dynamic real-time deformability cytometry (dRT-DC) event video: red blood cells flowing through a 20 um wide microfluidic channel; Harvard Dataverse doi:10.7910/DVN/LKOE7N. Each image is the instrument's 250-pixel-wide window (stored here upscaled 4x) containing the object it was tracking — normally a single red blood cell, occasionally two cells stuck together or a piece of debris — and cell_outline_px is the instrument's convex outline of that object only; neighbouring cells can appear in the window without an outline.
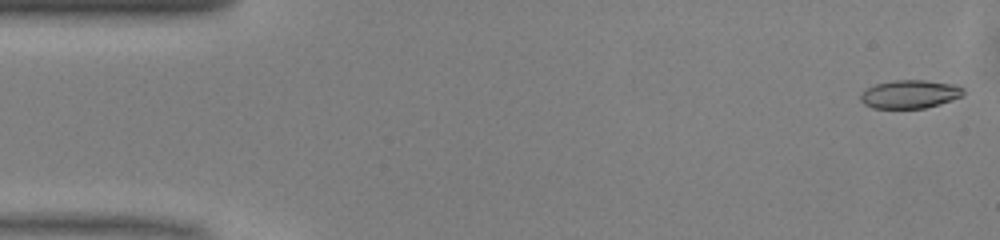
{"species": "common noctule bat (a hibernating species)", "species_latin": "Nyctalus noctula", "temperature_condition": "warm", "stored_images_in_passage": 49, "camera_frame_rate_fps": 3000, "um_per_image_px": 0.085, "animal": {"sex": "male", "body_mass_g": 13.0, "forearm_length_mm": 53.1}, "frame": {"image": 1, "passage_image": 1, "time_ms": 0.0, "image_size_px": [1000, 240], "cell_outline_px": [[964, 96], [940, 104], [924, 108], [872, 108], [864, 104], [860, 100], [860, 92], [876, 84], [896, 80], [924, 80], [956, 84], [964, 88]], "centroid_in_image_um": [77.36, 8.0], "position_along_channel_um": 7.6, "area_um2": 17.11}}
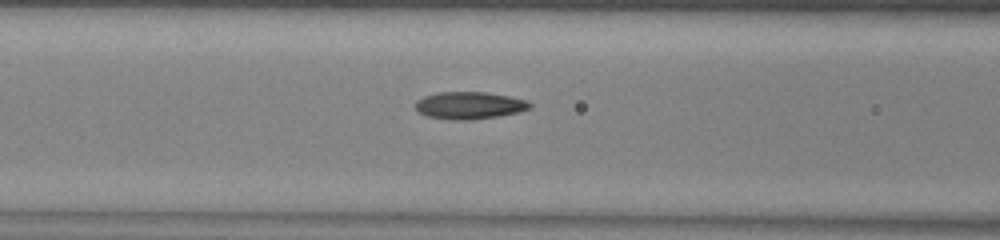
{"frame": {"image": 2, "passage_image": 19, "time_ms": 6.0, "image_size_px": [1000, 240], "cell_outline_px": [[532, 108], [520, 112], [496, 116], [468, 120], [456, 120], [428, 116], [420, 112], [416, 108], [416, 100], [424, 96], [440, 92], [484, 92], [508, 96], [528, 100], [532, 104]], "centroid_in_image_um": [39.94, 8.95], "position_along_channel_um": 126.7, "area_um2": 18.03}}
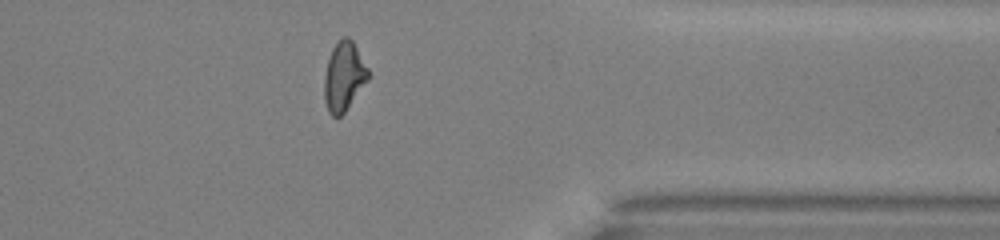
{"frame": {"image": 3, "passage_image": 39, "time_ms": 12.667, "image_size_px": [1000, 240], "cell_outline_px": [[372, 76], [344, 112], [340, 116], [332, 116], [328, 112], [324, 100], [324, 76], [328, 60], [332, 48], [336, 40], [344, 36], [348, 36], [352, 40], [368, 68]], "centroid_in_image_um": [29.24, 6.48], "position_along_channel_um": 382.2, "area_um2": 17.92}, "authors_computed_cell_mechanics": {"area_um2": 17.7446, "velocity_mm_per_s": 4.0975, "shape_relaxation_time_tau1_ms": 4.373, "shape_relaxation_time_tau2_ms": 2.535, "deformation_change_tau1": 0.1656, "deformation_change_tau2": 0.1007}}